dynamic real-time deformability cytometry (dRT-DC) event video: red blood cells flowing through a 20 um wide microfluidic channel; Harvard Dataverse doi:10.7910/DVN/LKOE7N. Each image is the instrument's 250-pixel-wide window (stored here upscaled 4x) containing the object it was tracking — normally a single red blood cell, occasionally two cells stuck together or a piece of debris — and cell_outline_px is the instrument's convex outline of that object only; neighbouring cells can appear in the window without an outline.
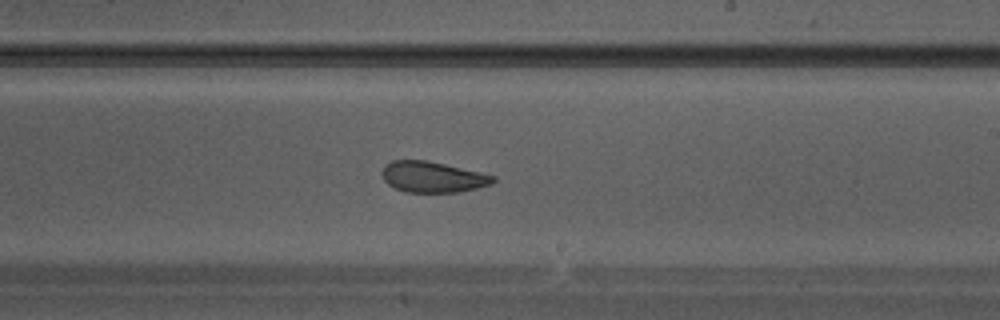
{"species": "Egyptian fruit bat (a non-hibernating species)", "species_latin": "Rousettus aegyptiacus", "temperature_condition": "warm", "stored_images_in_passage": 36, "camera_frame_rate_fps": 3000, "um_per_image_px": 0.085, "animal": {"sex": "male"}, "frame": {"image": 1, "passage_image": 21, "time_ms": 6.667, "image_size_px": [1000, 320], "cell_outline_px": [[496, 180], [492, 184], [460, 192], [404, 192], [388, 184], [384, 180], [384, 164], [392, 160], [428, 160], [480, 172], [496, 176]], "centroid_in_image_um": [36.8, 15.04], "position_along_channel_um": 252.2, "area_um2": 19.94}}